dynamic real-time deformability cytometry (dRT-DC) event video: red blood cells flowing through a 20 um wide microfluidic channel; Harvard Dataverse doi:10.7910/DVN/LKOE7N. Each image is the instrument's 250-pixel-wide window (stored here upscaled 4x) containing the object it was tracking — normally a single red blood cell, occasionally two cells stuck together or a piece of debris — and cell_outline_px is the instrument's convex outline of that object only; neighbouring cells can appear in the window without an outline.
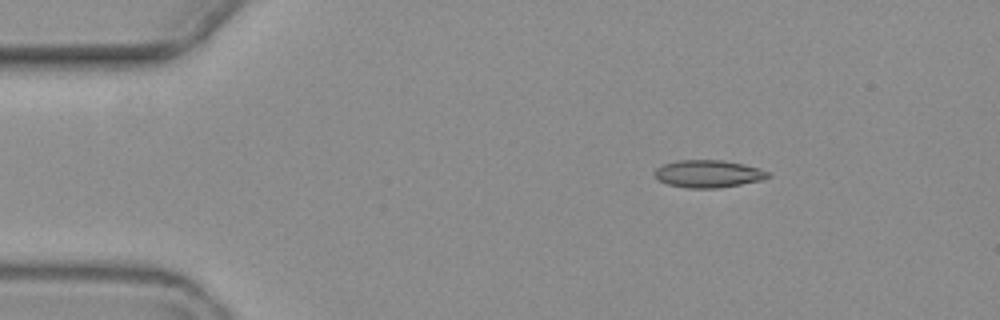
{"species": "common noctule bat (a hibernating species)", "species_latin": "Nyctalus noctula", "temperature_condition": "warm", "stored_images_in_passage": 4, "camera_frame_rate_fps": 3000, "um_per_image_px": 0.085, "animal": {"sex": "female", "body_mass_g": 19.3, "forearm_length_mm": 54.1}, "frame": {"image": 1, "passage_image": 2, "time_ms": 1.333, "image_size_px": [1000, 320], "cell_outline_px": [[772, 176], [760, 180], [740, 184], [716, 188], [688, 188], [668, 184], [660, 180], [656, 176], [656, 168], [664, 164], [676, 160], [724, 160], [744, 164], [760, 168], [768, 172]], "centroid_in_image_um": [60.23, 14.76], "position_along_channel_um": 24.8, "area_um2": 17.98}}